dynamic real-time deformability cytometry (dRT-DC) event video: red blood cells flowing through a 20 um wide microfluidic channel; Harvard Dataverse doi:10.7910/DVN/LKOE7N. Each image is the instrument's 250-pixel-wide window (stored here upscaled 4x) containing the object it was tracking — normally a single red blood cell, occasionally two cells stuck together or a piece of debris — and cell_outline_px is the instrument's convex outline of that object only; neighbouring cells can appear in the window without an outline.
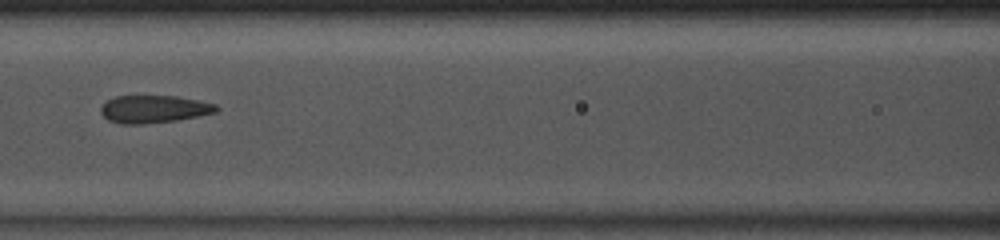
{"species": "common noctule bat (a hibernating species)", "species_latin": "Nyctalus noctula", "temperature_condition": "room temperature", "stored_images_in_passage": 15, "camera_frame_rate_fps": 3000, "um_per_image_px": 0.085, "animal": {"sex": "male", "body_mass_g": 13.0, "forearm_length_mm": 53.1}, "frame": {"image": 1, "passage_image": 9, "time_ms": 2.667, "image_size_px": [1000, 240], "cell_outline_px": [[220, 108], [216, 112], [176, 120], [144, 124], [120, 124], [108, 120], [100, 112], [100, 108], [108, 100], [116, 96], [176, 96], [216, 104]], "centroid_in_image_um": [13.06, 9.28], "position_along_channel_um": 153.5, "area_um2": 18.44}}